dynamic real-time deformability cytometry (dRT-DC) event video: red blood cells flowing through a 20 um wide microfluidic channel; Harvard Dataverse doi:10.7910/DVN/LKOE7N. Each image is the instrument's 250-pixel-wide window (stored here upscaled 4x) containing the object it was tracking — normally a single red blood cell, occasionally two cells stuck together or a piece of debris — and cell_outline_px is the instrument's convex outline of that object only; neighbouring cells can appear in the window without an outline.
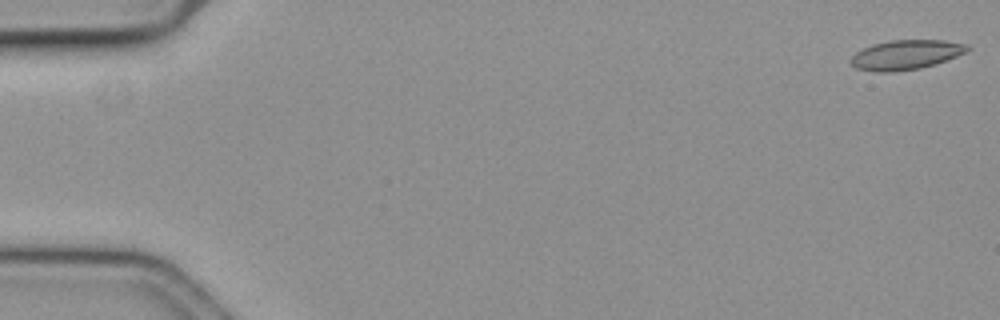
{"species": "common noctule bat (a hibernating species)", "species_latin": "Nyctalus noctula", "temperature_condition": "cold", "stored_images_in_passage": 57, "camera_frame_rate_fps": 3000, "um_per_image_px": 0.085, "animal": {"sex": "female", "body_mass_g": 19.3, "forearm_length_mm": 54.1}, "frame": {"image": 1, "passage_image": 1, "time_ms": 0.0, "image_size_px": [1000, 320], "cell_outline_px": [[972, 48], [956, 56], [936, 64], [920, 68], [892, 72], [872, 72], [856, 68], [848, 60], [856, 52], [872, 44], [888, 40], [944, 40], [968, 44]], "centroid_in_image_um": [76.98, 4.65], "position_along_channel_um": 8.0, "area_um2": 20.23}}
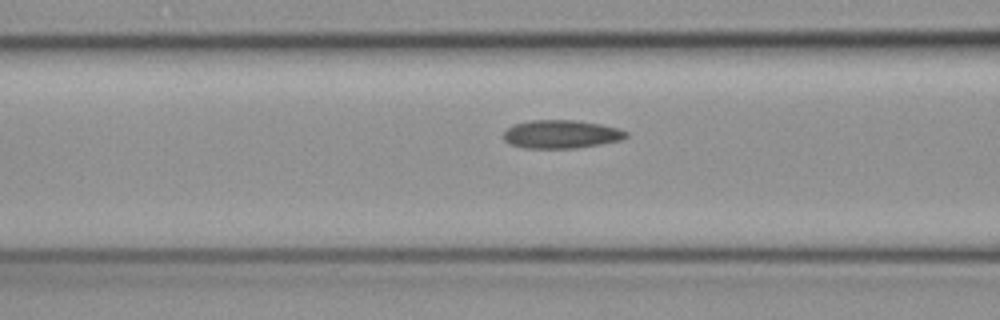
{"frame": {"image": 2, "passage_image": 23, "time_ms": 7.333, "image_size_px": [1000, 320], "cell_outline_px": [[628, 136], [620, 140], [600, 144], [576, 148], [524, 148], [508, 144], [504, 140], [504, 132], [508, 128], [516, 124], [528, 120], [576, 120], [600, 124], [616, 128], [628, 132]], "centroid_in_image_um": [47.68, 11.41], "position_along_channel_um": 118.9, "area_um2": 20.17}}
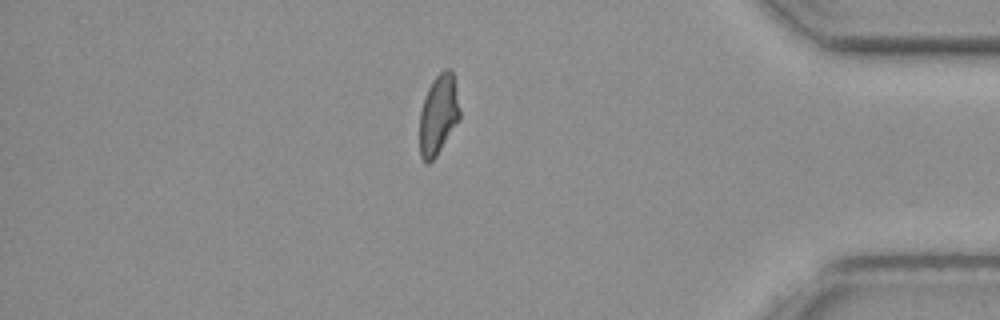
{"frame": {"image": 3, "passage_image": 49, "time_ms": 16.0, "image_size_px": [1000, 320], "cell_outline_px": [[460, 120], [436, 156], [428, 164], [424, 164], [420, 156], [420, 112], [428, 88], [432, 80], [444, 68], [452, 68], [460, 108]], "centroid_in_image_um": [37.28, 9.75], "position_along_channel_um": 397.9, "area_um2": 18.9}, "authors_computed_cell_mechanics": {"area_um2": 19.652, "velocity_mm_per_s": 3.6287, "shape_relaxation_time_tau1_ms": null, "shape_relaxation_time_tau2_ms": 3.6274, "deformation_change_tau1": null, "deformation_change_tau2": 0.0936}}